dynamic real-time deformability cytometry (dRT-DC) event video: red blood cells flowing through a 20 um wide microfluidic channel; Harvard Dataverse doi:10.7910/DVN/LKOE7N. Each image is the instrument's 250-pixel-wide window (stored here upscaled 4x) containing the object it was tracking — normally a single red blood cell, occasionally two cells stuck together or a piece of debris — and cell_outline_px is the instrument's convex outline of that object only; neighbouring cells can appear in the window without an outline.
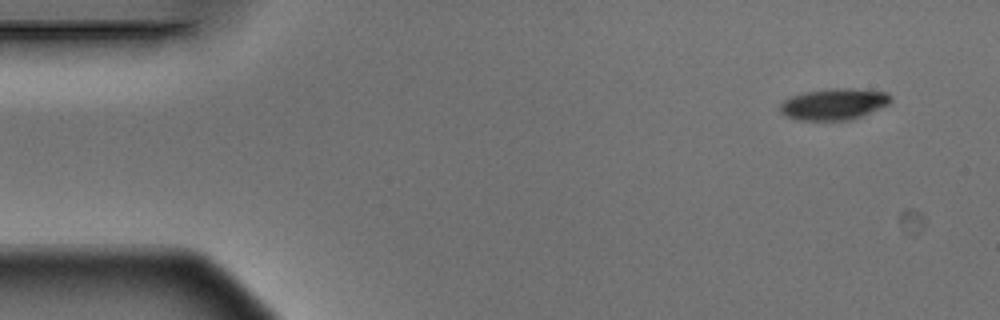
{"species": "Egyptian fruit bat (a non-hibernating species)", "species_latin": "Rousettus aegyptiacus", "temperature_condition": "warm", "stored_images_in_passage": 5, "camera_frame_rate_fps": 3000, "um_per_image_px": 0.085, "animal": {"sex": "male"}, "frame": {"image": 1, "passage_image": 1, "time_ms": 0.0, "image_size_px": [1000, 320], "cell_outline_px": [[892, 100], [888, 104], [880, 108], [852, 120], [800, 120], [784, 116], [780, 112], [780, 104], [784, 100], [792, 96], [804, 92], [832, 88], [852, 88], [888, 92], [892, 96]], "centroid_in_image_um": [70.89, 8.85], "position_along_channel_um": 14.1, "area_um2": 20.35}}